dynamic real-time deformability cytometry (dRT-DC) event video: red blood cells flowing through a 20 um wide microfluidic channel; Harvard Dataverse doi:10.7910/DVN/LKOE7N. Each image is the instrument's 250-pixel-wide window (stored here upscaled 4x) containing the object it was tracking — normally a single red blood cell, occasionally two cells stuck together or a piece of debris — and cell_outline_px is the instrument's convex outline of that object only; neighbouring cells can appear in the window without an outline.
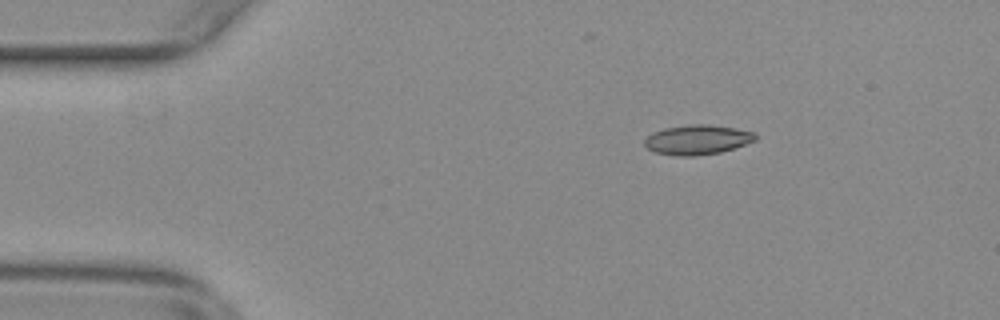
{"species": "common noctule bat (a hibernating species)", "species_latin": "Nyctalus noctula", "temperature_condition": "warm", "stored_images_in_passage": 55, "camera_frame_rate_fps": 3000, "um_per_image_px": 0.085, "animal": {"sex": "female", "body_mass_g": 29.2, "forearm_length_mm": 56.3}, "frame": {"image": 1, "passage_image": 9, "time_ms": 2.667, "image_size_px": [1000, 320], "cell_outline_px": [[756, 140], [720, 152], [696, 156], [676, 156], [656, 152], [648, 148], [644, 144], [644, 140], [652, 132], [664, 128], [692, 124], [708, 124], [736, 128], [756, 132]], "centroid_in_image_um": [59.27, 11.87], "position_along_channel_um": 25.7, "area_um2": 19.13}}
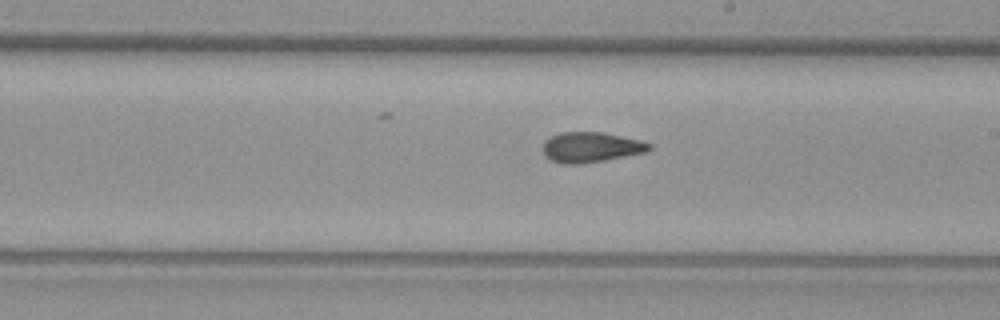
{"frame": {"image": 2, "passage_image": 31, "time_ms": 10.0, "image_size_px": [1000, 320], "cell_outline_px": [[652, 148], [644, 152], [604, 160], [580, 164], [564, 164], [548, 160], [544, 156], [544, 140], [560, 132], [604, 132], [640, 140], [652, 144]], "centroid_in_image_um": [50.2, 12.51], "position_along_channel_um": 238.8, "area_um2": 18.73}}
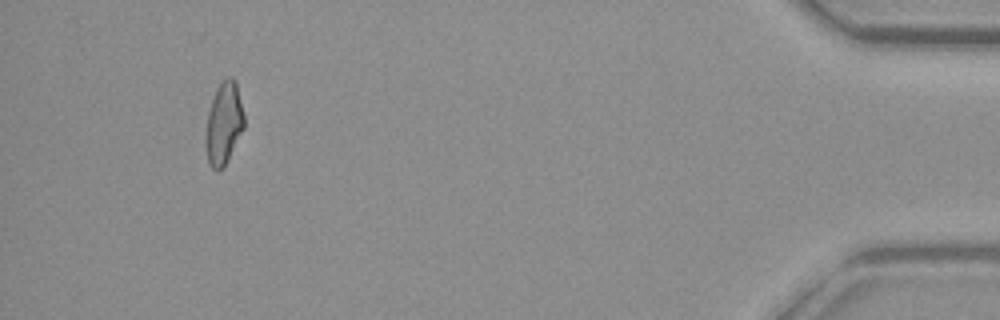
{"frame": {"image": 3, "passage_image": 51, "time_ms": 16.667, "image_size_px": [1000, 320], "cell_outline_px": [[244, 128], [224, 164], [220, 168], [212, 168], [208, 164], [204, 144], [204, 136], [208, 112], [216, 88], [228, 76], [232, 76], [236, 80], [244, 116]], "centroid_in_image_um": [19.0, 10.45], "position_along_channel_um": 416.2, "area_um2": 18.26}, "authors_computed_cell_mechanics": {"area_um2": 18.6694, "velocity_mm_per_s": 3.7992, "shape_relaxation_time_tau1_ms": null, "shape_relaxation_time_tau2_ms": 2.6071, "deformation_change_tau1": null, "deformation_change_tau2": 0.0975}}